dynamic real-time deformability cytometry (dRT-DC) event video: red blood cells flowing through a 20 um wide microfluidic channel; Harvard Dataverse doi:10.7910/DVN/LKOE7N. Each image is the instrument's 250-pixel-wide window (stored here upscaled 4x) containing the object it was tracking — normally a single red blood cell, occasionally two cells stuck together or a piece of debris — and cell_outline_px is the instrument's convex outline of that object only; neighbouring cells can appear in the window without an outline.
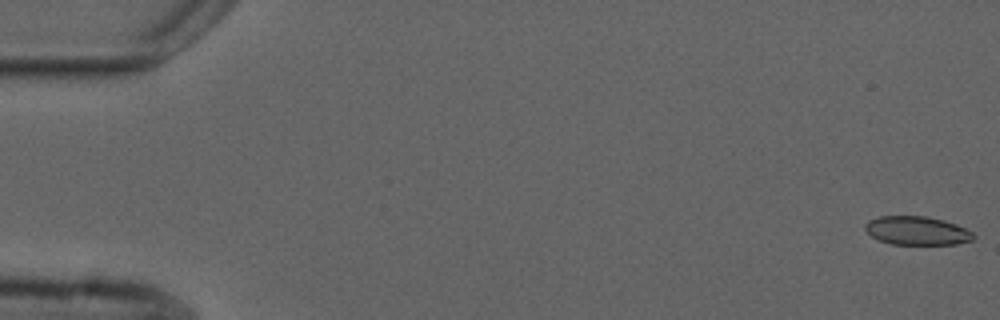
{"species": "common noctule bat (a hibernating species)", "species_latin": "Nyctalus noctula", "temperature_condition": "cold", "stored_images_in_passage": 4, "camera_frame_rate_fps": 3000, "um_per_image_px": 0.085, "animal": {"sex": "male", "forearm_length_mm": 52.5}, "frame": {"image": 1, "passage_image": 1, "time_ms": 0.0, "image_size_px": [1000, 320], "cell_outline_px": [[976, 236], [972, 240], [956, 244], [892, 244], [880, 240], [872, 236], [864, 228], [864, 224], [868, 220], [880, 216], [924, 216], [944, 220], [956, 224], [972, 232]], "centroid_in_image_um": [77.94, 19.6], "position_along_channel_um": 7.1, "area_um2": 17.98}}
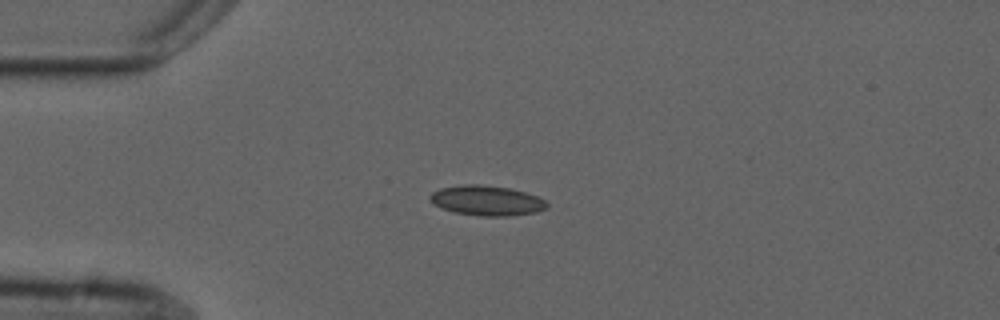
{"frame": {"image": 2, "passage_image": 4, "time_ms": 4.333, "image_size_px": [1000, 320], "cell_outline_px": [[548, 208], [536, 212], [508, 216], [480, 216], [456, 212], [440, 208], [428, 196], [432, 192], [440, 188], [464, 184], [480, 184], [508, 188], [524, 192], [536, 196], [544, 200], [548, 204]], "centroid_in_image_um": [41.37, 17.05], "position_along_channel_um": 43.6, "area_um2": 20.29}}